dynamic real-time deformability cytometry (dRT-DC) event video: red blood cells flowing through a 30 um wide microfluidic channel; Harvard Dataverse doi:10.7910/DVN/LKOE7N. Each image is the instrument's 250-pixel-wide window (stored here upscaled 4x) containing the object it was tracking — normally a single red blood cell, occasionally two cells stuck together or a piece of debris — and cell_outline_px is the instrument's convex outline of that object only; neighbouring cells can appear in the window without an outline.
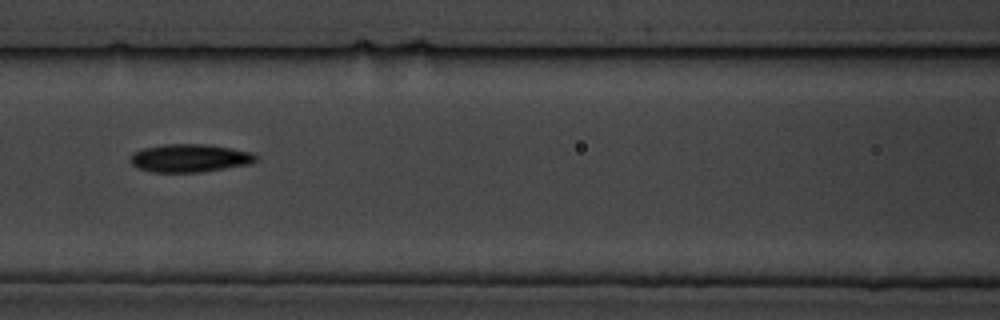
{"species": "common noctule bat (a hibernating species)", "species_latin": "Nyctalus noctula", "temperature_condition": "cold", "stored_images_in_passage": 34, "camera_frame_rate_fps": 3000, "um_per_image_px": 0.085, "animal": {"sex": "male", "body_mass_g": 19.5, "forearm_length_mm": 54.6}, "frame": {"image": 1, "passage_image": 9, "time_ms": 2.667, "image_size_px": [1000, 320], "cell_outline_px": [[256, 160], [248, 164], [200, 172], [152, 172], [140, 168], [132, 164], [128, 160], [136, 152], [144, 148], [168, 144], [204, 144], [232, 148], [252, 152], [256, 156]], "centroid_in_image_um": [16.13, 13.44], "position_along_channel_um": 150.5, "area_um2": 20.17}}
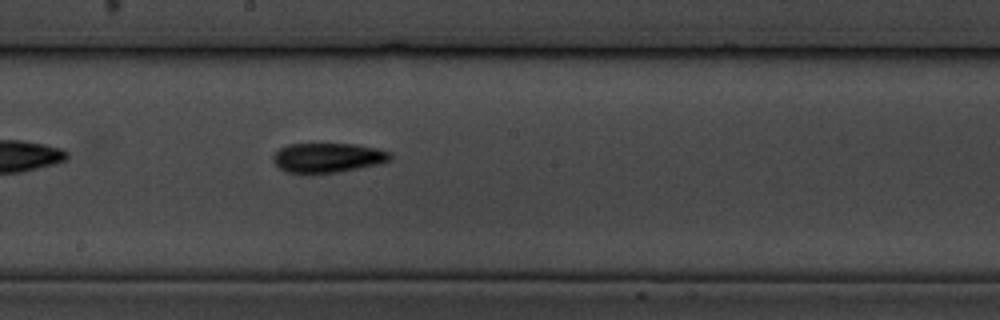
{"frame": {"image": 2, "passage_image": 15, "time_ms": 4.667, "image_size_px": [1000, 320], "cell_outline_px": [[392, 160], [380, 164], [360, 168], [336, 172], [304, 176], [284, 172], [272, 160], [272, 156], [280, 148], [288, 144], [356, 144], [376, 148], [392, 152]], "centroid_in_image_um": [27.84, 13.44], "position_along_channel_um": 220.4, "area_um2": 20.87}}
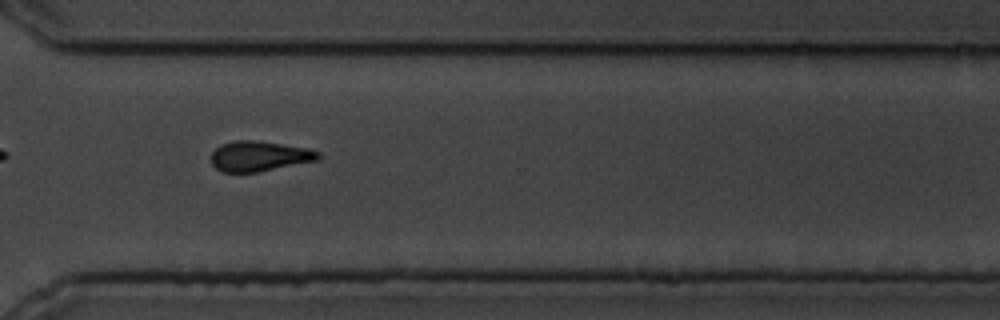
{"frame": {"image": 3, "passage_image": 26, "time_ms": 8.333, "image_size_px": [1000, 320], "cell_outline_px": [[320, 160], [256, 172], [224, 172], [216, 168], [212, 164], [212, 152], [220, 144], [236, 140], [256, 140], [308, 148], [320, 152]], "centroid_in_image_um": [22.06, 13.26], "position_along_channel_um": 348.5, "area_um2": 18.84}}